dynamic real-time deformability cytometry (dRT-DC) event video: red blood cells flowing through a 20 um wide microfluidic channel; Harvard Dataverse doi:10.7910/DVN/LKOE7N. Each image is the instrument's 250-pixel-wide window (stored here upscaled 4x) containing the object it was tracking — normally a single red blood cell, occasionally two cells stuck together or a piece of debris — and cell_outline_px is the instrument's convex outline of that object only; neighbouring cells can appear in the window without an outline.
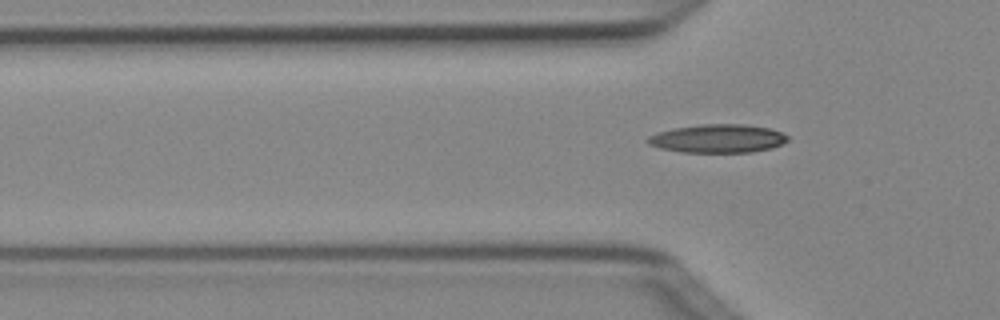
{"species": "Egyptian fruit bat (a non-hibernating species)", "species_latin": "Rousettus aegyptiacus", "temperature_condition": "cold", "stored_images_in_passage": 3, "camera_frame_rate_fps": 3000, "um_per_image_px": 0.085, "animal": {"sex": "female"}, "frame": {"image": 1, "passage_image": 3, "time_ms": 0.667, "image_size_px": [1000, 320], "cell_outline_px": [[788, 140], [772, 148], [752, 152], [680, 152], [660, 148], [648, 144], [644, 140], [648, 136], [656, 132], [672, 128], [704, 124], [744, 124], [768, 128], [780, 132], [788, 136]], "centroid_in_image_um": [60.95, 11.77], "position_along_channel_um": 64.8, "area_um2": 23.24}}